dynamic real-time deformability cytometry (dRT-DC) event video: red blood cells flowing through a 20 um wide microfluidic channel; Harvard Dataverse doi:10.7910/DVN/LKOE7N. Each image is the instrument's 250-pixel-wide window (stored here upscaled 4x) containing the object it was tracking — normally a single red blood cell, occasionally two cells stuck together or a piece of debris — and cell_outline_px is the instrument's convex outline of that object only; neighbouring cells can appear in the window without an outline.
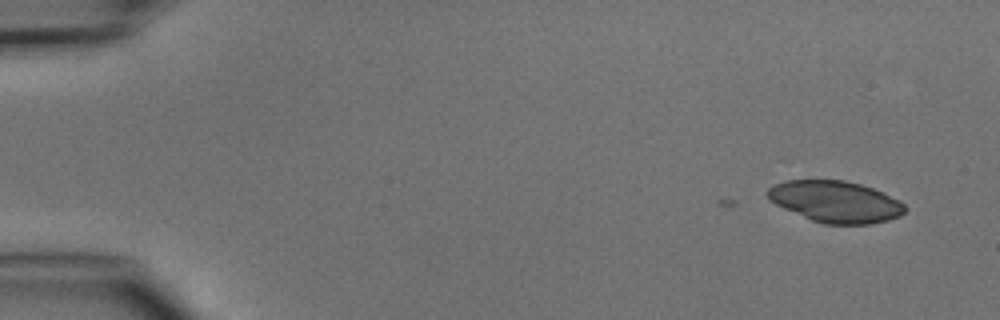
{"species": "common noctule bat (a hibernating species)", "species_latin": "Nyctalus noctula", "temperature_condition": "cold", "stored_images_in_passage": 4, "camera_frame_rate_fps": 3000, "um_per_image_px": 0.085, "animal": {"sex": "male", "body_mass_g": 15.6}, "frame": {"image": 1, "passage_image": 1, "time_ms": 0.0, "image_size_px": [1000, 320], "cell_outline_px": [[908, 208], [900, 216], [888, 220], [868, 224], [824, 224], [812, 220], [784, 208], [768, 200], [764, 192], [768, 188], [784, 180], [844, 180], [860, 184], [872, 188], [900, 200]], "centroid_in_image_um": [71.01, 17.13], "position_along_channel_um": 14.0, "area_um2": 33.23}}